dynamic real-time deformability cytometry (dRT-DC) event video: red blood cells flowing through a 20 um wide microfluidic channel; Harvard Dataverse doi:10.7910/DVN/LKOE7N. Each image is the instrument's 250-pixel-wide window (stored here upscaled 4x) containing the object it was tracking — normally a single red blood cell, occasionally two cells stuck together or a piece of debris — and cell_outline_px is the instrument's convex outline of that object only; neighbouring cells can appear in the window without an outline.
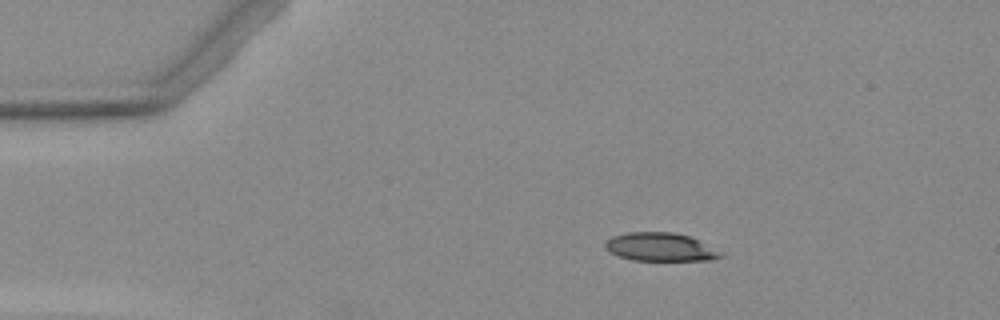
{"species": "Egyptian fruit bat (a non-hibernating species)", "species_latin": "Rousettus aegyptiacus", "temperature_condition": "warm", "stored_images_in_passage": 6, "segment_of_instrument_passage": [1, 2], "camera_frame_rate_fps": 3000, "um_per_image_px": 0.085, "animal": {"sex": "female"}, "frame": {"image": 1, "passage_image": 2, "time_ms": 2.0, "image_size_px": [1000, 320], "cell_outline_px": [[724, 256], [708, 260], [632, 260], [608, 252], [604, 248], [604, 244], [612, 236], [628, 232], [672, 232], [688, 236], [720, 252]], "centroid_in_image_um": [56.04, 20.99], "position_along_channel_um": 29.0, "area_um2": 18.73}}
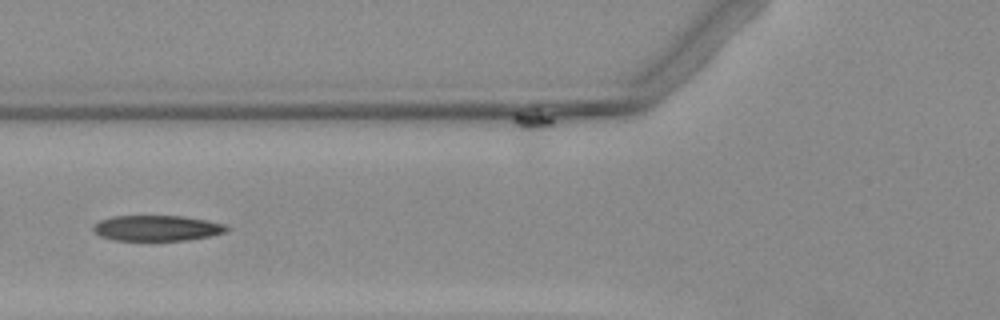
{"frame": {"image": 2, "passage_image": 5, "time_ms": 5.667, "image_size_px": [1000, 320], "cell_outline_px": [[228, 228], [224, 232], [212, 236], [188, 240], [112, 240], [100, 236], [92, 232], [92, 224], [100, 220], [112, 216], [184, 216], [208, 220], [224, 224]], "centroid_in_image_um": [13.29, 19.39], "position_along_channel_um": 112.5, "area_um2": 20.06}}